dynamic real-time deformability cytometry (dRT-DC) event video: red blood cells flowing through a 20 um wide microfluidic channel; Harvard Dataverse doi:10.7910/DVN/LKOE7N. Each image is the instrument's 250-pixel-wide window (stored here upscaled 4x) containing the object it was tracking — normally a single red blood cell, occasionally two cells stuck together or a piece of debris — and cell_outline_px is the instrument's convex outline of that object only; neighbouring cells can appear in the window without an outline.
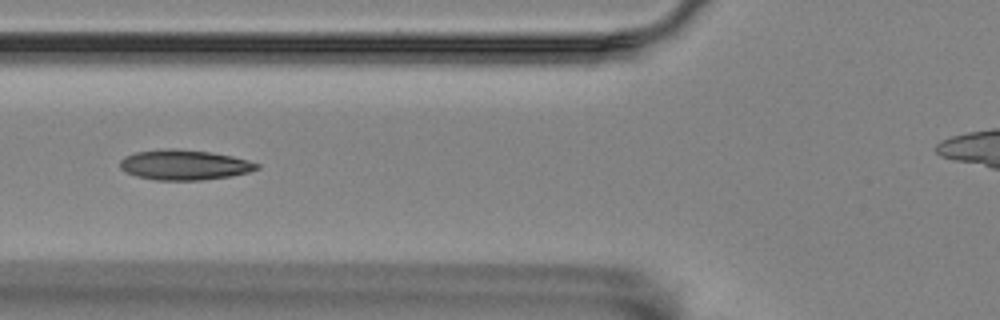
{"species": "Egyptian fruit bat (a non-hibernating species)", "species_latin": "Rousettus aegyptiacus", "temperature_condition": "room temperature", "stored_images_in_passage": 8, "camera_frame_rate_fps": 3000, "um_per_image_px": 0.085, "animal": {"sex": "female"}, "frame": {"image": 1, "passage_image": 7, "time_ms": 2.0, "image_size_px": [1000, 320], "cell_outline_px": [[260, 168], [248, 172], [232, 176], [200, 180], [156, 180], [136, 176], [124, 172], [120, 168], [120, 160], [124, 156], [136, 152], [168, 148], [176, 148], [212, 152], [232, 156], [248, 160], [260, 164]], "centroid_in_image_um": [15.66, 14.01], "position_along_channel_um": 110.1, "area_um2": 24.22}}
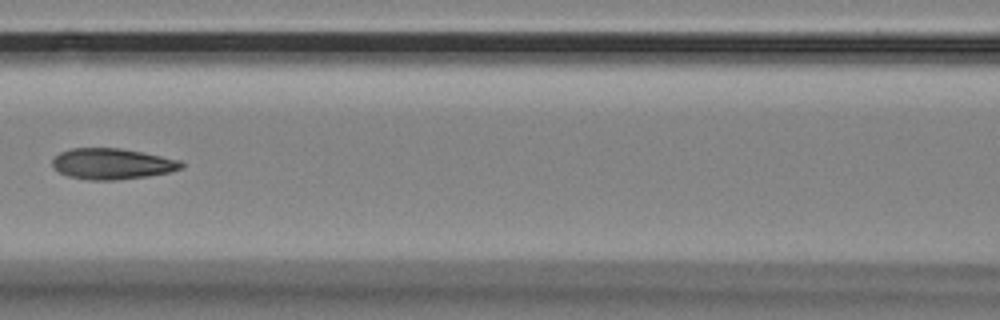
{"frame": {"image": 2, "passage_image": 8, "time_ms": 2.333, "image_size_px": [1000, 320], "cell_outline_px": [[184, 168], [168, 172], [148, 176], [116, 180], [88, 180], [68, 176], [60, 172], [52, 164], [52, 160], [60, 152], [72, 148], [120, 148], [180, 160], [184, 164]], "centroid_in_image_um": [9.53, 13.93], "position_along_channel_um": 157.1, "area_um2": 23.06}}